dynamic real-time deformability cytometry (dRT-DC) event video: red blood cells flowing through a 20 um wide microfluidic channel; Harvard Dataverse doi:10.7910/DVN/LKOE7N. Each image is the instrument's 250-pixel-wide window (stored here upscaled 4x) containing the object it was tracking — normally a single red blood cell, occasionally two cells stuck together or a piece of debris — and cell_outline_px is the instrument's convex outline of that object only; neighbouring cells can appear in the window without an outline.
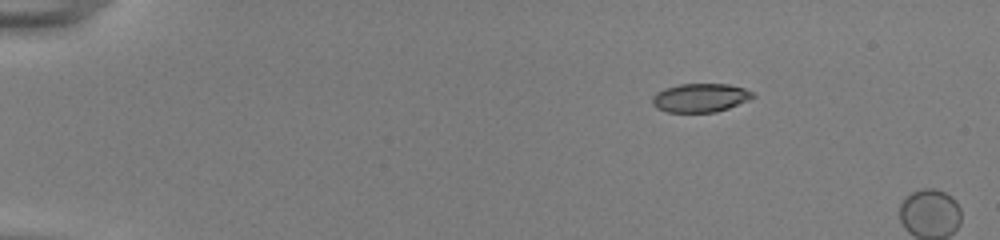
{"species": "common noctule bat (a hibernating species)", "species_latin": "Nyctalus noctula", "temperature_condition": "room temperature", "stored_images_in_passage": 11, "camera_frame_rate_fps": 3000, "um_per_image_px": 0.085, "animal": {"sex": "female", "body_mass_g": 22.0, "forearm_length_mm": 56.7}, "frame": {"image": 1, "passage_image": 1, "time_ms": 0.0, "image_size_px": [1000, 240], "cell_outline_px": [[740, 88], [736, 100], [732, 104], [724, 108], [704, 112], [680, 112], [676, 88], [696, 84], [712, 84]], "centroid_in_image_um": [59.98, 8.28], "position_along_channel_um": 25.0, "area_um2": 10.46}}